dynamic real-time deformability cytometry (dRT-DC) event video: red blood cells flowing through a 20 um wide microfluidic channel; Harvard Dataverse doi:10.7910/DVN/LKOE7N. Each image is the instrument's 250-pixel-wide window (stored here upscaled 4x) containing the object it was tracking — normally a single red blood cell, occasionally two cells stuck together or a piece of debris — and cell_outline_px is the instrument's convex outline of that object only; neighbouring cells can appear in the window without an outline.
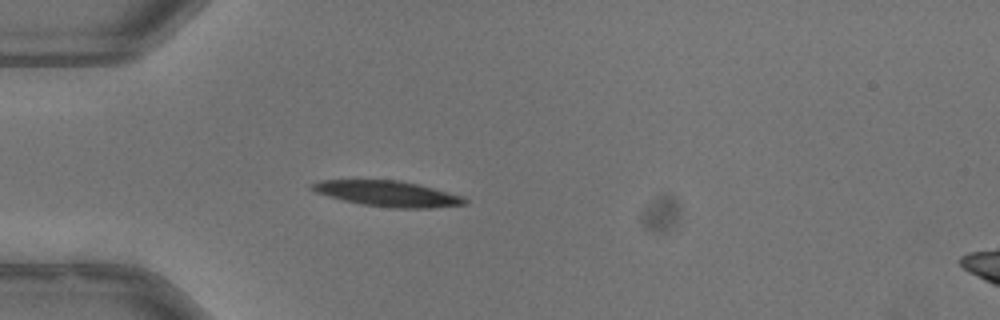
{"species": "common noctule bat (a hibernating species)", "species_latin": "Nyctalus noctula", "temperature_condition": "warm", "stored_images_in_passage": 38, "camera_frame_rate_fps": 3000, "um_per_image_px": 0.085, "animal": {"sex": "male", "body_mass_g": 13.3}, "frame": {"image": 1, "passage_image": 1, "time_ms": 0.0, "image_size_px": [1000, 320], "cell_outline_px": [[468, 204], [432, 208], [392, 208], [364, 204], [344, 200], [316, 192], [308, 188], [312, 184], [320, 180], [396, 180], [416, 184], [464, 196], [468, 200]], "centroid_in_image_um": [32.99, 16.47], "position_along_channel_um": 52.0, "area_um2": 22.54}}
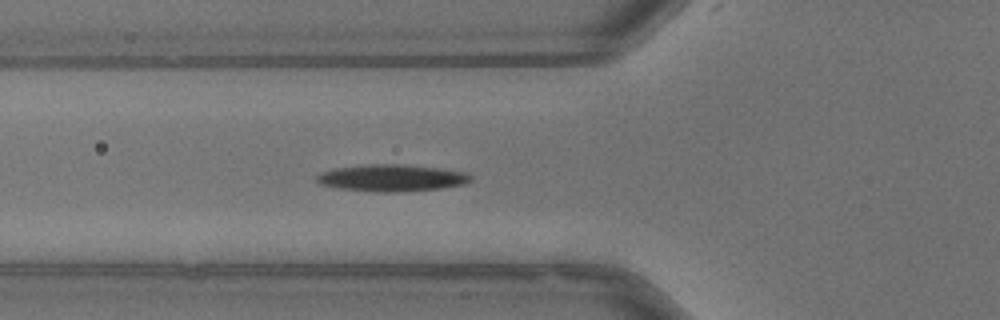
{"frame": {"image": 2, "passage_image": 5, "time_ms": 1.333, "image_size_px": [1000, 320], "cell_outline_px": [[472, 180], [464, 184], [440, 188], [392, 192], [380, 192], [336, 188], [320, 184], [316, 180], [316, 176], [320, 172], [336, 168], [364, 164], [400, 164], [440, 168], [464, 172], [472, 176]], "centroid_in_image_um": [33.26, 15.11], "position_along_channel_um": 92.5, "area_um2": 24.04}}
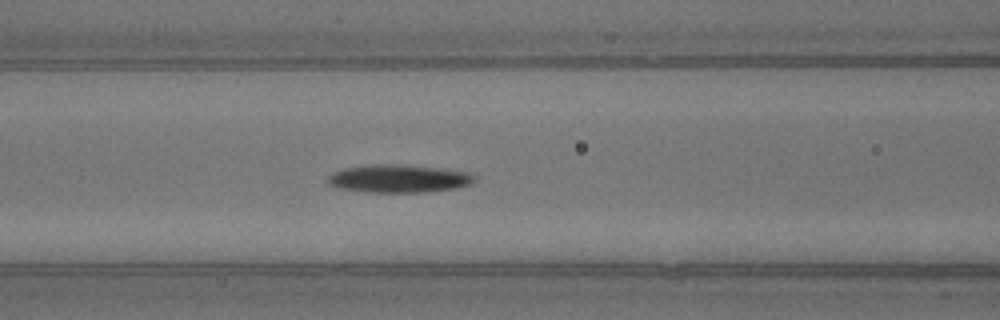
{"frame": {"image": 3, "passage_image": 8, "time_ms": 2.333, "image_size_px": [1000, 320], "cell_outline_px": [[476, 180], [468, 184], [456, 188], [424, 192], [368, 192], [340, 188], [328, 184], [328, 176], [332, 172], [344, 168], [372, 164], [392, 164], [440, 168], [468, 172]], "centroid_in_image_um": [33.85, 15.18], "position_along_channel_um": 132.8, "area_um2": 23.64}, "authors_computed_cell_mechanics": {"area_um2": 23.0044, "velocity_mm_per_s": 3.966, "shape_relaxation_time_tau1_ms": 3.7826, "shape_relaxation_time_tau2_ms": null, "deformation_change_tau1": 0.1477, "deformation_change_tau2": null}}